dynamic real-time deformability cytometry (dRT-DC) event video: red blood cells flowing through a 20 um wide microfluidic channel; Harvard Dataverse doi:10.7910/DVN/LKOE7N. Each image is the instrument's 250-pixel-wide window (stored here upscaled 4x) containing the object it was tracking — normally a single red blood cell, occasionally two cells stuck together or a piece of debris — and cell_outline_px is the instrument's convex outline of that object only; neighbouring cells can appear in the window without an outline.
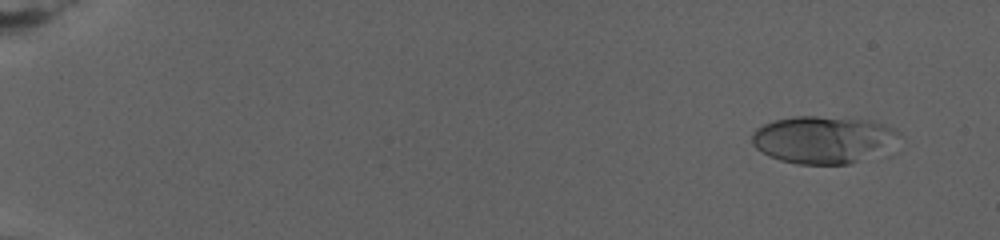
{"species": "human", "species_latin": "Homo sapiens", "temperature_condition": "warm", "stored_images_in_passage": 70, "camera_frame_rate_fps": 3000, "um_per_image_px": 0.085, "donor": {"sex": "female"}, "frame": {"image": 1, "passage_image": 6, "time_ms": 1.667, "image_size_px": [1000, 240], "cell_outline_px": [[900, 132], [880, 148], [848, 164], [796, 164], [780, 160], [768, 156], [756, 148], [752, 144], [752, 132], [756, 128], [764, 124], [776, 120], [792, 116], [816, 116], [872, 120], [896, 128]], "centroid_in_image_um": [69.8, 11.83], "position_along_channel_um": 15.2, "area_um2": 39.36}}
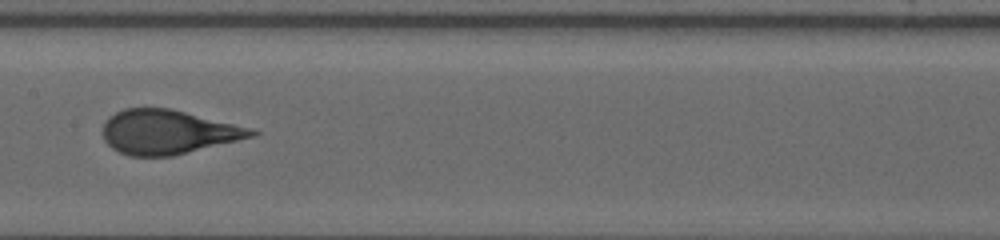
{"frame": {"image": 2, "passage_image": 42, "time_ms": 14.333, "image_size_px": [1000, 240], "cell_outline_px": [[260, 132], [256, 136], [172, 156], [128, 156], [112, 148], [104, 140], [104, 120], [108, 116], [124, 108], [168, 108], [248, 128]], "centroid_in_image_um": [14.22, 11.23], "position_along_channel_um": 193.2, "area_um2": 37.8}}
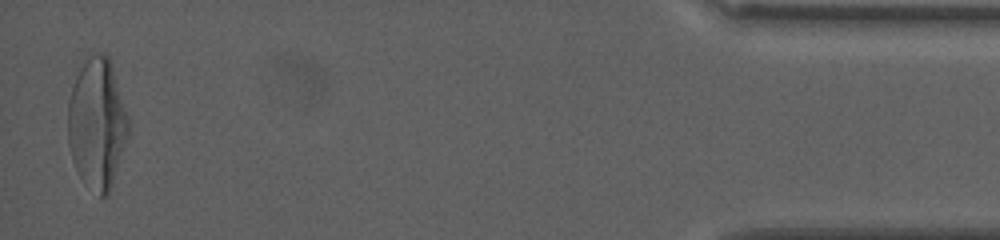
{"frame": {"image": 3, "passage_image": 70, "time_ms": 25.667, "image_size_px": [1000, 240], "cell_outline_px": [[128, 136], [108, 196], [100, 196], [80, 176], [72, 160], [68, 144], [68, 104], [72, 88], [84, 52], [104, 52], [108, 56], [112, 64], [128, 116]], "centroid_in_image_um": [8.24, 10.39], "position_along_channel_um": 427.0, "area_um2": 46.24}, "authors_computed_cell_mechanics": {"area_um2": 38.3503, "velocity_mm_per_s": 2.7124, "shape_relaxation_time_tau1_ms": 5.4794, "shape_relaxation_time_tau2_ms": null, "deformation_change_tau1": 0.2312, "deformation_change_tau2": null}}